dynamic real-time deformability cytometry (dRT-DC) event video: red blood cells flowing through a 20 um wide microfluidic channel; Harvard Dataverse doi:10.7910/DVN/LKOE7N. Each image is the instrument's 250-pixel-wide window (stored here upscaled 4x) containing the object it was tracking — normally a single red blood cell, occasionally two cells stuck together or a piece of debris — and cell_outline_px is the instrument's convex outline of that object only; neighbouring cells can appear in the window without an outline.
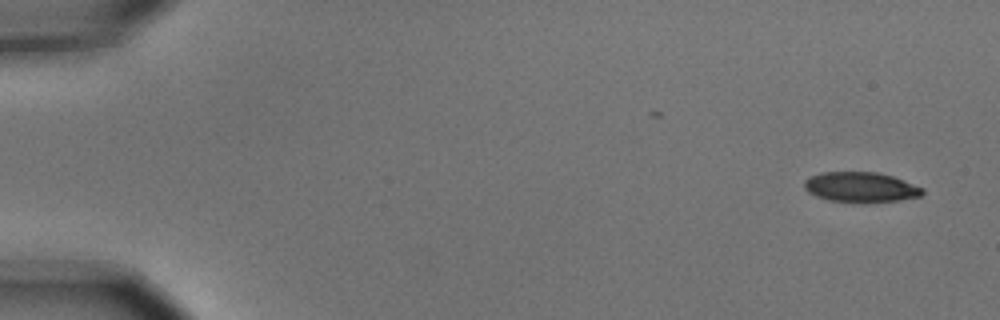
{"species": "common noctule bat (a hibernating species)", "species_latin": "Nyctalus noctula", "temperature_condition": "cold", "stored_images_in_passage": 2, "camera_frame_rate_fps": 3000, "um_per_image_px": 0.085, "animal": {"sex": "male", "body_mass_g": 15.6}, "frame": {"image": 1, "passage_image": 2, "time_ms": 0.333, "image_size_px": [1000, 320], "cell_outline_px": [[924, 192], [920, 196], [900, 200], [864, 204], [828, 200], [816, 196], [808, 192], [804, 188], [804, 180], [812, 176], [824, 172], [880, 172], [892, 176], [924, 188]], "centroid_in_image_um": [73.17, 15.93], "position_along_channel_um": 11.8, "area_um2": 21.04}}